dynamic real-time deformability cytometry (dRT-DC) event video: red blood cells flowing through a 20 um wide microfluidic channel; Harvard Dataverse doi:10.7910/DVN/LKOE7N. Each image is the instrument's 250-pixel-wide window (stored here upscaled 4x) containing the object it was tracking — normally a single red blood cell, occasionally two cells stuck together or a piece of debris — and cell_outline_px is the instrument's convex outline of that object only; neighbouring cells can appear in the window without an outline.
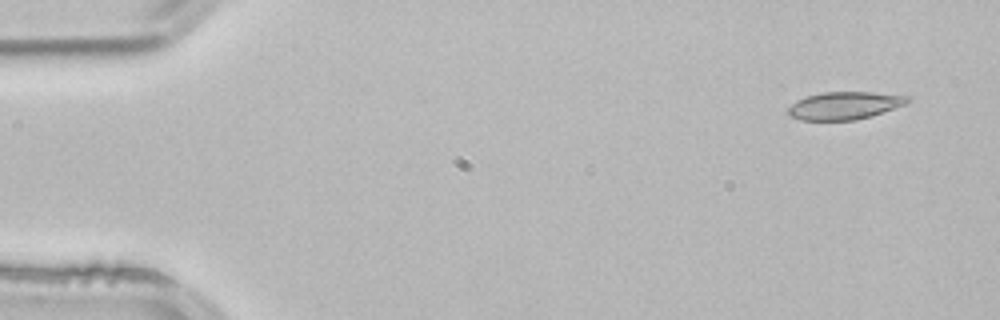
{"species": "common noctule bat (a hibernating species)", "species_latin": "Nyctalus noctula", "temperature_condition": "room temperature", "stored_images_in_passage": 4, "camera_frame_rate_fps": 3000, "um_per_image_px": 0.085, "animal": {"sex": "male", "body_mass_g": 21.5, "forearm_length_mm": 52.0}, "frame": {"image": 1, "passage_image": 1, "time_ms": 0.0, "image_size_px": [1000, 320], "cell_outline_px": [[912, 100], [908, 104], [856, 120], [800, 120], [788, 116], [788, 108], [796, 100], [820, 92], [872, 92], [908, 96]], "centroid_in_image_um": [71.79, 8.97], "position_along_channel_um": 13.2, "area_um2": 19.31}}